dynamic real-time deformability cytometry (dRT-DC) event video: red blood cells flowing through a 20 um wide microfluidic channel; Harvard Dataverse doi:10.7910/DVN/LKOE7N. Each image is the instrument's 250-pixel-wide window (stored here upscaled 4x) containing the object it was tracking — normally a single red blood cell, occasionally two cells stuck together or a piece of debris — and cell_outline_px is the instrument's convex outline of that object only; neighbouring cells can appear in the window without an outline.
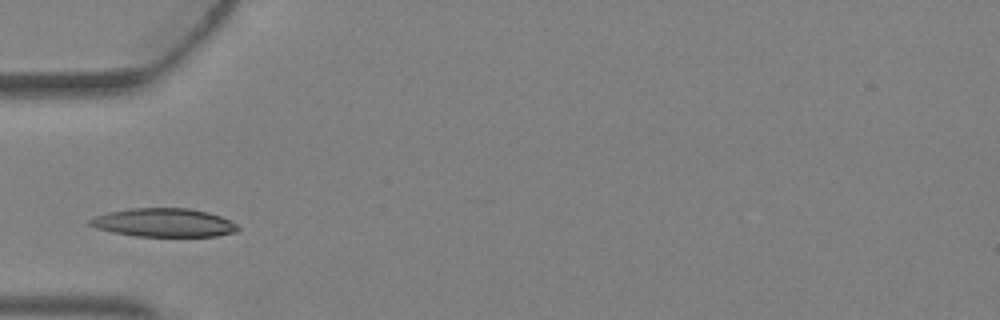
{"species": "Egyptian fruit bat (a non-hibernating species)", "species_latin": "Rousettus aegyptiacus", "temperature_condition": "warm", "stored_images_in_passage": 3, "camera_frame_rate_fps": 3000, "um_per_image_px": 0.085, "animal": {"sex": "female"}, "frame": {"image": 1, "passage_image": 2, "time_ms": 0.333, "image_size_px": [1000, 320], "cell_outline_px": [[240, 228], [236, 232], [216, 236], [136, 236], [112, 232], [96, 228], [88, 224], [88, 220], [96, 216], [108, 212], [128, 208], [188, 208], [208, 212], [220, 216], [236, 224]], "centroid_in_image_um": [13.91, 18.92], "position_along_channel_um": 71.1, "area_um2": 24.57}}
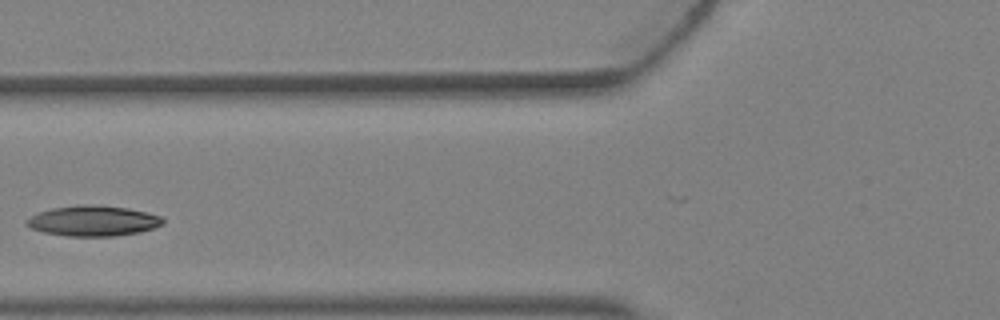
{"frame": {"image": 2, "passage_image": 3, "time_ms": 0.667, "image_size_px": [1000, 320], "cell_outline_px": [[164, 224], [140, 232], [112, 236], [68, 236], [44, 232], [32, 228], [28, 224], [28, 220], [32, 216], [40, 212], [52, 208], [84, 204], [96, 204], [128, 208], [148, 212], [160, 216], [164, 220]], "centroid_in_image_um": [7.98, 18.76], "position_along_channel_um": 117.8, "area_um2": 23.93}}